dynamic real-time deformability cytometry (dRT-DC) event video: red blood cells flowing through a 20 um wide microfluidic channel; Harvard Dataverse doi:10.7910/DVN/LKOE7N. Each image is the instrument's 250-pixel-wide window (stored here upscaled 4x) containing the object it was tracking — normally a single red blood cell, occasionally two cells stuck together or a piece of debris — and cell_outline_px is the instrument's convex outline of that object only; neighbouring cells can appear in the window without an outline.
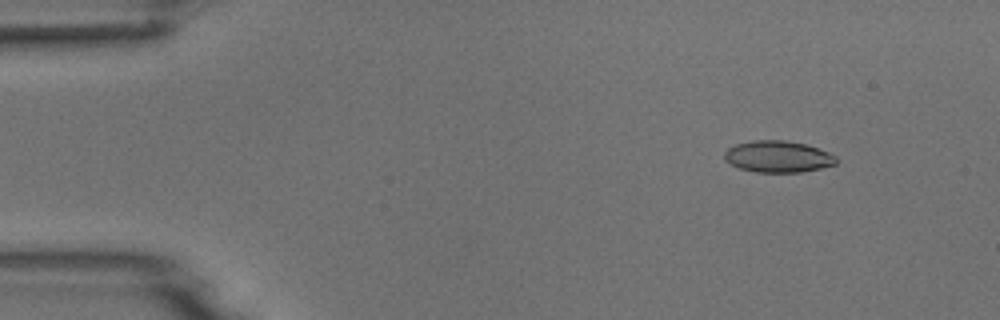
{"species": "common noctule bat (a hibernating species)", "species_latin": "Nyctalus noctula", "temperature_condition": "room temperature", "stored_images_in_passage": 4, "camera_frame_rate_fps": 3000, "um_per_image_px": 0.085, "animal": {"sex": "male", "body_mass_g": 18.8}, "frame": {"image": 1, "passage_image": 1, "time_ms": 0.0, "image_size_px": [1000, 320], "cell_outline_px": [[836, 164], [820, 168], [800, 172], [756, 172], [740, 168], [724, 160], [724, 152], [728, 148], [736, 144], [752, 140], [784, 140], [804, 144], [828, 152], [836, 156]], "centroid_in_image_um": [66.1, 13.31], "position_along_channel_um": 18.9, "area_um2": 20.4}}
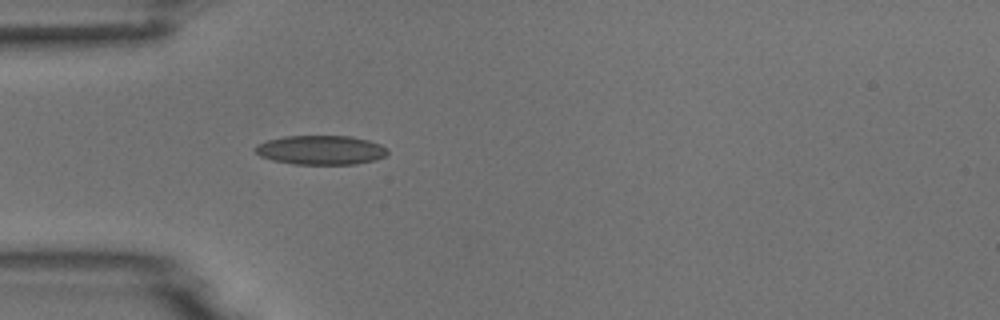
{"frame": {"image": 2, "passage_image": 4, "time_ms": 3.333, "image_size_px": [1000, 320], "cell_outline_px": [[388, 152], [384, 156], [376, 160], [356, 164], [292, 164], [272, 160], [260, 156], [252, 148], [256, 144], [268, 140], [284, 136], [352, 136], [368, 140], [380, 144], [388, 148]], "centroid_in_image_um": [27.26, 12.75], "position_along_channel_um": 57.7, "area_um2": 22.72}}